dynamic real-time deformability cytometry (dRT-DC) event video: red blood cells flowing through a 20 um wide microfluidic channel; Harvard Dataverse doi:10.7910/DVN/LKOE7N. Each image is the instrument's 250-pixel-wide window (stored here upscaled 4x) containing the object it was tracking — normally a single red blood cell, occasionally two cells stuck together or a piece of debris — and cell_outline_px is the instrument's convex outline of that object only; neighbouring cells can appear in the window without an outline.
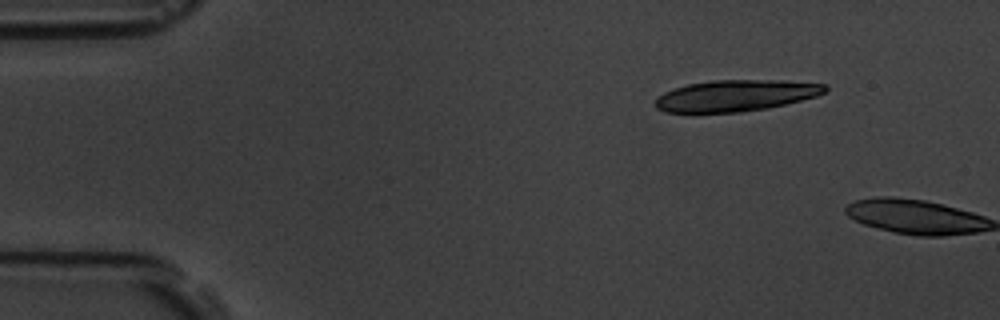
{"species": "common noctule bat (a hibernating species)", "species_latin": "Nyctalus noctula", "temperature_condition": "room temperature", "stored_images_in_passage": 2, "camera_frame_rate_fps": 3000, "um_per_image_px": 0.085, "animal": {"sex": "male", "body_mass_g": 19.5, "forearm_length_mm": 54.6}, "frame": {"image": 1, "passage_image": 1, "time_ms": 0.0, "image_size_px": [1000, 320], "cell_outline_px": [[828, 88], [824, 92], [816, 96], [768, 108], [740, 112], [664, 112], [656, 108], [652, 104], [656, 96], [664, 92], [688, 84], [712, 80], [780, 80], [828, 84]], "centroid_in_image_um": [62.5, 8.12], "position_along_channel_um": 22.5, "area_um2": 31.04}}